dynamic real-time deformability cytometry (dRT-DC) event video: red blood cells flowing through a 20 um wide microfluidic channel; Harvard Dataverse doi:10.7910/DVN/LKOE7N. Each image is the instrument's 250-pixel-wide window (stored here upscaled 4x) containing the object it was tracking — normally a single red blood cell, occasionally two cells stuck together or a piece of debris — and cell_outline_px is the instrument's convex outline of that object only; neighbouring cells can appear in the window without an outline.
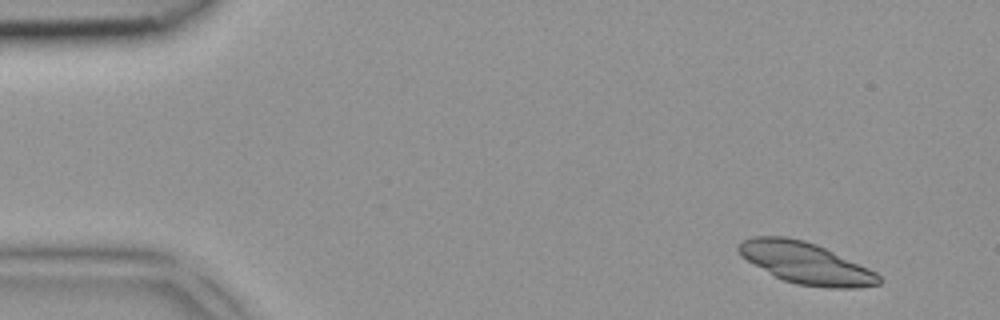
{"species": "common noctule bat (a hibernating species)", "species_latin": "Nyctalus noctula", "temperature_condition": "room temperature", "stored_images_in_passage": 5, "camera_frame_rate_fps": 3000, "um_per_image_px": 0.085, "animal": {"sex": "female", "body_mass_g": 18.4}, "frame": {"image": 1, "passage_image": 1, "time_ms": 0.0, "image_size_px": [1000, 320], "cell_outline_px": [[884, 280], [880, 284], [856, 288], [828, 288], [796, 284], [784, 280], [776, 276], [740, 256], [736, 248], [744, 240], [752, 236], [784, 236], [804, 240], [816, 244], [868, 268], [876, 272]], "centroid_in_image_um": [68.5, 22.36], "position_along_channel_um": 16.5, "area_um2": 33.58}}